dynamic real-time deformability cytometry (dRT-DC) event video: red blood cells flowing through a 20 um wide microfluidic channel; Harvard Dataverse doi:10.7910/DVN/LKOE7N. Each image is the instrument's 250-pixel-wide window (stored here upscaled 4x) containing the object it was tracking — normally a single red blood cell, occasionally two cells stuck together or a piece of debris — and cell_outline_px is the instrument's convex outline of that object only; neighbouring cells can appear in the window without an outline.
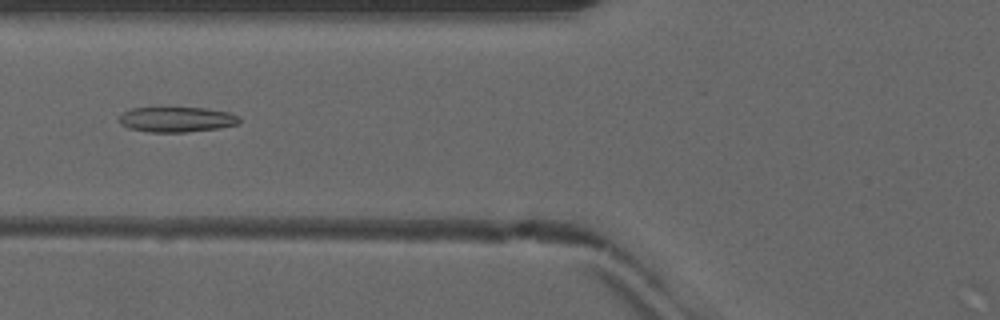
{"species": "common noctule bat (a hibernating species)", "species_latin": "Nyctalus noctula", "temperature_condition": "warm", "stored_images_in_passage": 50, "camera_frame_rate_fps": 3000, "um_per_image_px": 0.085, "animal": {"sex": "male", "forearm_length_mm": 52.5}, "frame": {"image": 1, "passage_image": 20, "time_ms": 6.333, "image_size_px": [1000, 320], "cell_outline_px": [[240, 124], [220, 128], [184, 132], [148, 132], [128, 128], [120, 124], [120, 116], [124, 112], [132, 108], [204, 108], [228, 112], [240, 116]], "centroid_in_image_um": [15.05, 10.16], "position_along_channel_um": 110.8, "area_um2": 17.63}}
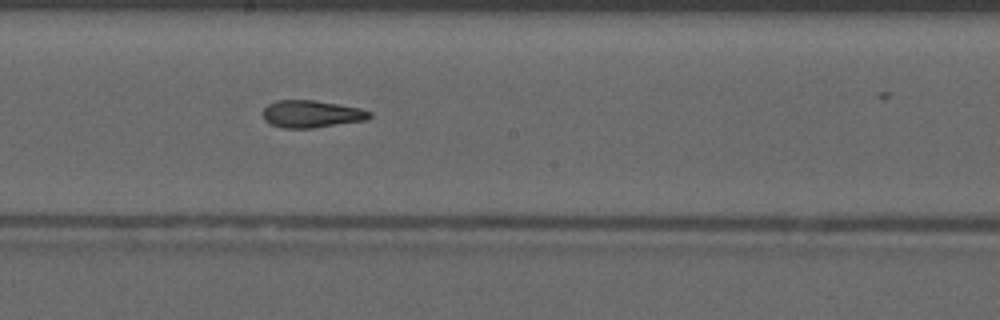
{"frame": {"image": 2, "passage_image": 28, "time_ms": 9.0, "image_size_px": [1000, 320], "cell_outline_px": [[372, 116], [368, 120], [312, 128], [284, 128], [268, 124], [264, 120], [264, 108], [268, 104], [276, 100], [316, 100], [340, 104], [360, 108], [372, 112]], "centroid_in_image_um": [26.5, 9.69], "position_along_channel_um": 221.7, "area_um2": 17.17}}
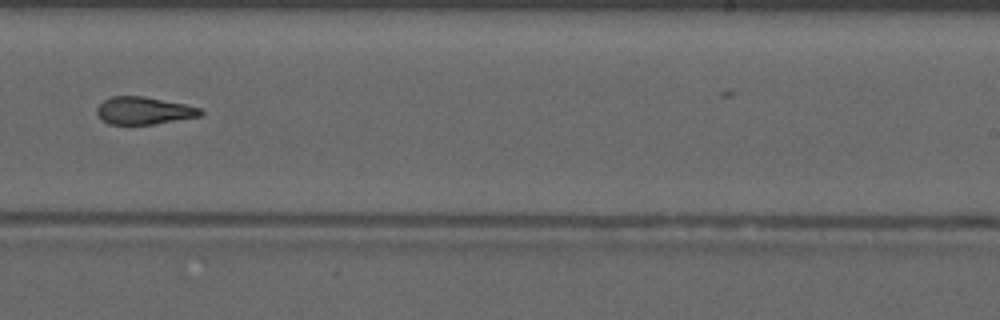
{"frame": {"image": 3, "passage_image": 32, "time_ms": 10.333, "image_size_px": [1000, 320], "cell_outline_px": [[204, 112], [200, 116], [152, 124], [108, 124], [96, 112], [96, 108], [104, 100], [112, 96], [144, 96], [184, 104], [200, 108]], "centroid_in_image_um": [12.22, 9.4], "position_along_channel_um": 276.8, "area_um2": 16.36}, "authors_computed_cell_mechanics": {"area_um2": 17.6001, "velocity_mm_per_s": 4.1505, "shape_relaxation_time_tau1_ms": null, "shape_relaxation_time_tau2_ms": 2.3385, "deformation_change_tau1": null, "deformation_change_tau2": 0.1164}}